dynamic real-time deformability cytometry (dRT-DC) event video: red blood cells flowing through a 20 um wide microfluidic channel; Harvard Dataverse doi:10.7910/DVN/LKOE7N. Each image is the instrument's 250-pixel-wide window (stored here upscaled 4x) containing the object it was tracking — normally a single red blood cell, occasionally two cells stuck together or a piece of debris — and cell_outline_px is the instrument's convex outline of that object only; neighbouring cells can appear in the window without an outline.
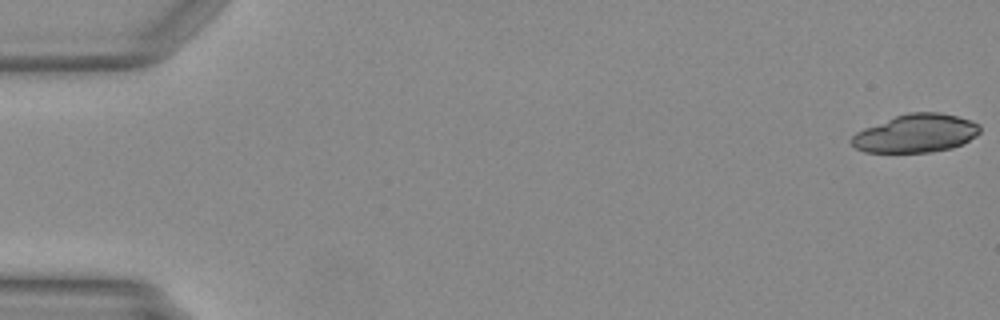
{"species": "Egyptian fruit bat (a non-hibernating species)", "species_latin": "Rousettus aegyptiacus", "temperature_condition": "warm", "stored_images_in_passage": 49, "camera_frame_rate_fps": 3000, "um_per_image_px": 0.085, "animal": {"sex": "female"}, "frame": {"image": 1, "passage_image": 1, "time_ms": 0.0, "image_size_px": [1000, 320], "cell_outline_px": [[980, 132], [976, 136], [952, 148], [932, 152], [864, 152], [856, 148], [848, 140], [856, 132], [864, 128], [896, 116], [908, 112], [940, 112], [972, 120], [980, 124]], "centroid_in_image_um": [77.85, 11.33], "position_along_channel_um": 7.2, "area_um2": 28.61}}
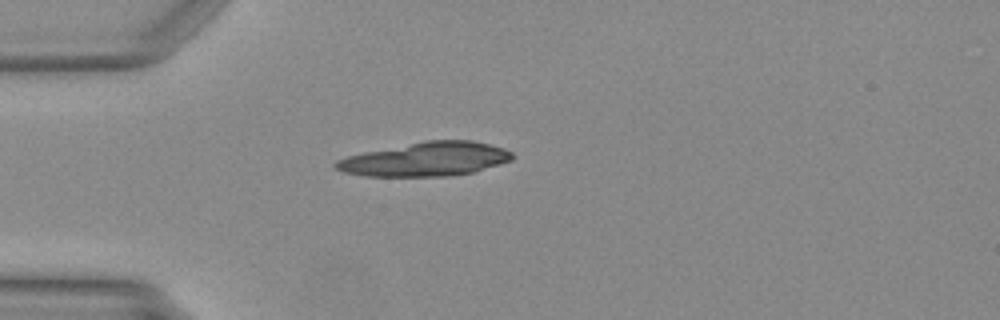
{"frame": {"image": 2, "passage_image": 14, "time_ms": 4.333, "image_size_px": [1000, 320], "cell_outline_px": [[512, 160], [500, 164], [472, 172], [452, 176], [364, 176], [344, 172], [336, 168], [332, 164], [336, 160], [348, 156], [364, 152], [428, 140], [472, 140], [504, 148], [512, 152]], "centroid_in_image_um": [36.18, 13.53], "position_along_channel_um": 48.8, "area_um2": 34.68}}